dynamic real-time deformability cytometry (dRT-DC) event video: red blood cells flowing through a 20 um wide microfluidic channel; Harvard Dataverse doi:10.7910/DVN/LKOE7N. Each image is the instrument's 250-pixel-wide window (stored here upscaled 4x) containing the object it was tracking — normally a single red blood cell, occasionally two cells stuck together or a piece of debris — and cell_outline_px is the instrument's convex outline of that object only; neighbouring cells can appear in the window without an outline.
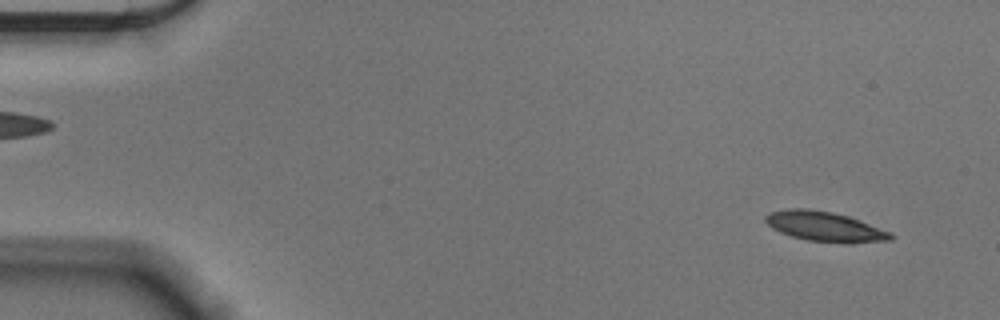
{"species": "Egyptian fruit bat (a non-hibernating species)", "species_latin": "Rousettus aegyptiacus", "temperature_condition": "cold", "stored_images_in_passage": 54, "camera_frame_rate_fps": 3000, "um_per_image_px": 0.085, "animal": {"sex": "male"}, "frame": {"image": 1, "passage_image": 3, "time_ms": 0.667, "image_size_px": [1000, 320], "cell_outline_px": [[896, 236], [892, 240], [808, 240], [792, 236], [780, 232], [772, 228], [764, 220], [764, 216], [768, 212], [788, 208], [808, 208], [832, 212], [848, 216], [892, 232]], "centroid_in_image_um": [70.01, 19.18], "position_along_channel_um": 15.0, "area_um2": 20.87}}
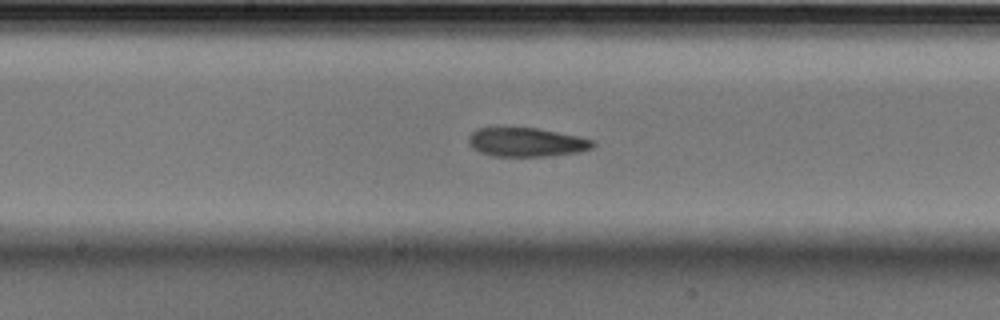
{"frame": {"image": 2, "passage_image": 28, "time_ms": 9.0, "image_size_px": [1000, 320], "cell_outline_px": [[596, 144], [592, 148], [580, 152], [548, 156], [492, 156], [480, 152], [472, 148], [468, 144], [468, 136], [476, 128], [536, 128], [576, 136], [592, 140]], "centroid_in_image_um": [44.71, 12.1], "position_along_channel_um": 203.5, "area_um2": 20.87}}
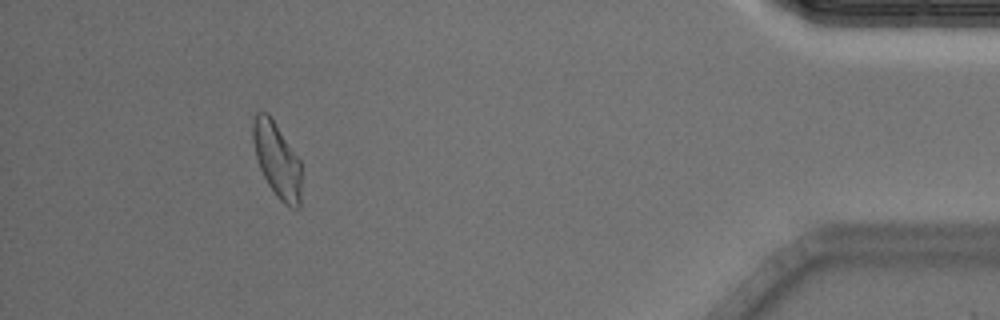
{"frame": {"image": 3, "passage_image": 50, "time_ms": 16.333, "image_size_px": [1000, 320], "cell_outline_px": [[300, 208], [292, 208], [284, 204], [276, 196], [268, 184], [260, 168], [256, 156], [252, 140], [252, 120], [256, 112], [268, 112], [300, 160]], "centroid_in_image_um": [23.52, 13.58], "position_along_channel_um": 411.7, "area_um2": 21.1}, "authors_computed_cell_mechanics": {"area_um2": 21.5016, "velocity_mm_per_s": 3.5995, "shape_relaxation_time_tau1_ms": 5.9167, "shape_relaxation_time_tau2_ms": 3.4469, "deformation_change_tau1": 0.137, "deformation_change_tau2": 0.0863}}